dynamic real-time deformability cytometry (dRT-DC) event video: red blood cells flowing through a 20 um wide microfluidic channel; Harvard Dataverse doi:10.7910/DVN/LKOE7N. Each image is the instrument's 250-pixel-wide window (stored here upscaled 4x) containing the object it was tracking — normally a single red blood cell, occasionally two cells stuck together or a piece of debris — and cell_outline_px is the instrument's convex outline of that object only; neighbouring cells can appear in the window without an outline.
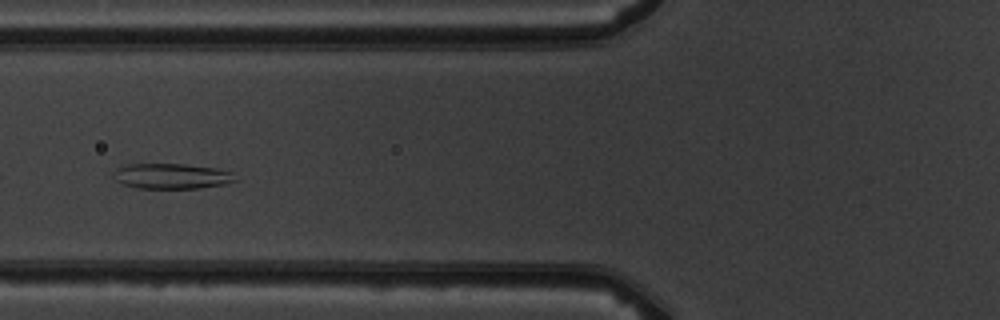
{"species": "common noctule bat (a hibernating species)", "species_latin": "Nyctalus noctula", "temperature_condition": "warm", "stored_images_in_passage": 8, "camera_frame_rate_fps": 3000, "um_per_image_px": 0.085, "animal": {"sex": "male", "body_mass_g": 19.5, "forearm_length_mm": 54.6}, "frame": {"image": 1, "passage_image": 4, "time_ms": 3.667, "image_size_px": [1000, 320], "cell_outline_px": [[236, 180], [224, 184], [196, 188], [136, 188], [124, 184], [116, 180], [112, 172], [116, 168], [128, 164], [184, 164], [216, 168], [232, 172]], "centroid_in_image_um": [14.56, 14.96], "position_along_channel_um": 111.2, "area_um2": 17.86}}
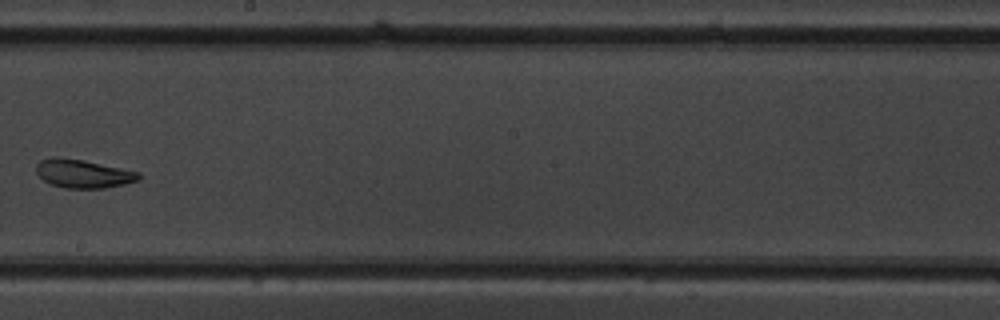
{"frame": {"image": 2, "passage_image": 7, "time_ms": 7.0, "image_size_px": [1000, 320], "cell_outline_px": [[140, 180], [124, 184], [104, 188], [64, 188], [52, 184], [44, 180], [36, 172], [36, 164], [40, 160], [52, 156], [56, 156], [84, 160], [140, 172]], "centroid_in_image_um": [7.06, 14.75], "position_along_channel_um": 241.1, "area_um2": 17.05}}
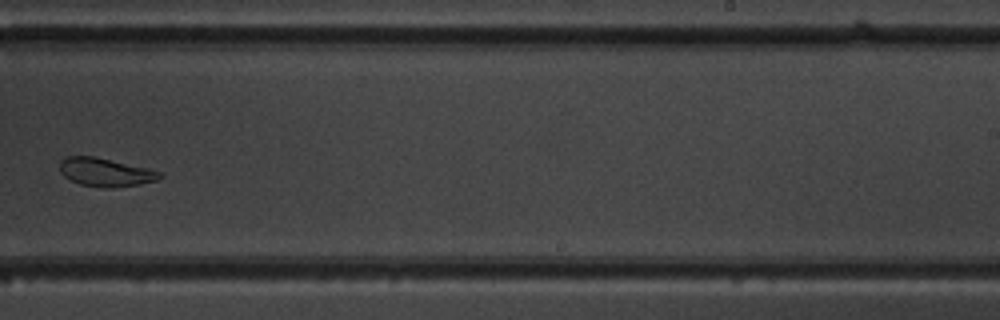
{"frame": {"image": 3, "passage_image": 8, "time_ms": 8.0, "image_size_px": [1000, 320], "cell_outline_px": [[164, 176], [156, 180], [140, 184], [112, 188], [104, 188], [80, 184], [64, 176], [60, 172], [60, 160], [68, 156], [92, 156], [148, 168], [160, 172]], "centroid_in_image_um": [8.96, 14.64], "position_along_channel_um": 280.0, "area_um2": 16.42}}